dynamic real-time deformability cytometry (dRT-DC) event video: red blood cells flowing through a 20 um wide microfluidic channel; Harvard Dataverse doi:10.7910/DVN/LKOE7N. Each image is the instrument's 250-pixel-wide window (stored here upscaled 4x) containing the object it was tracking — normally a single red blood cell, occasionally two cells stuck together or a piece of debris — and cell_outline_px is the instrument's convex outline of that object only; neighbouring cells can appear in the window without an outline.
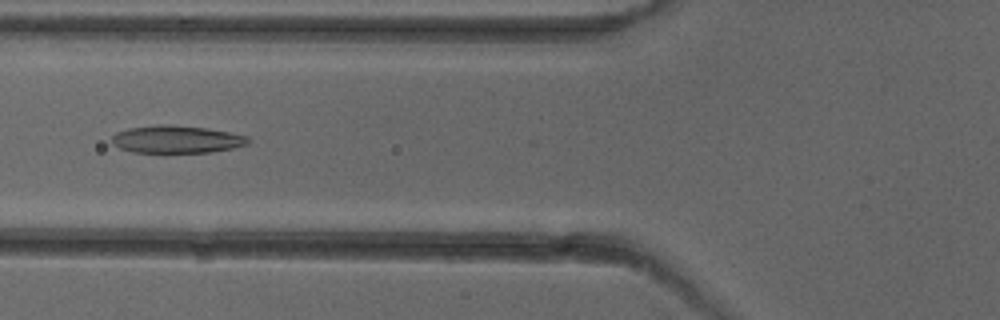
{"species": "common noctule bat (a hibernating species)", "species_latin": "Nyctalus noctula", "temperature_condition": "cold", "stored_images_in_passage": 5, "camera_frame_rate_fps": 3000, "um_per_image_px": 0.085, "animal": {"sex": "female"}, "frame": {"image": 1, "passage_image": 5, "time_ms": 4.667, "image_size_px": [1000, 320], "cell_outline_px": [[252, 140], [248, 144], [232, 148], [212, 152], [164, 156], [132, 152], [120, 148], [112, 144], [112, 136], [116, 132], [128, 128], [156, 124], [172, 124], [208, 128], [232, 132], [248, 136]], "centroid_in_image_um": [15.0, 11.88], "position_along_channel_um": 110.8, "area_um2": 23.35}}